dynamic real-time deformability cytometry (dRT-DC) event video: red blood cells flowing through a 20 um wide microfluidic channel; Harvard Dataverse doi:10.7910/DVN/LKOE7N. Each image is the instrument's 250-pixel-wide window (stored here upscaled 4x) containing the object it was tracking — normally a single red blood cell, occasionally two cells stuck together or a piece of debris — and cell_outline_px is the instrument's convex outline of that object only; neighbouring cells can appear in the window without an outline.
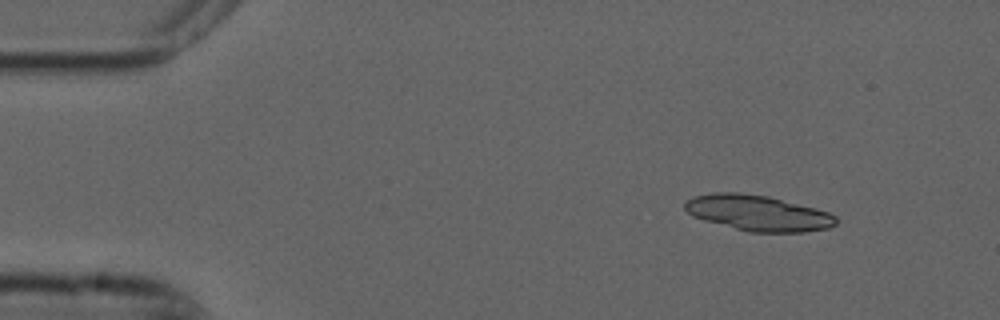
{"species": "common noctule bat (a hibernating species)", "species_latin": "Nyctalus noctula", "temperature_condition": "cold", "stored_images_in_passage": 4, "camera_frame_rate_fps": 3000, "um_per_image_px": 0.085, "animal": {"sex": "male", "forearm_length_mm": 52.5}, "frame": {"image": 1, "passage_image": 2, "time_ms": 0.333, "image_size_px": [1000, 320], "cell_outline_px": [[836, 224], [828, 228], [804, 232], [748, 232], [704, 220], [692, 216], [684, 208], [684, 204], [692, 196], [712, 192], [740, 192], [768, 196], [816, 208], [828, 212], [836, 216]], "centroid_in_image_um": [64.4, 18.1], "position_along_channel_um": 20.6, "area_um2": 31.5}}